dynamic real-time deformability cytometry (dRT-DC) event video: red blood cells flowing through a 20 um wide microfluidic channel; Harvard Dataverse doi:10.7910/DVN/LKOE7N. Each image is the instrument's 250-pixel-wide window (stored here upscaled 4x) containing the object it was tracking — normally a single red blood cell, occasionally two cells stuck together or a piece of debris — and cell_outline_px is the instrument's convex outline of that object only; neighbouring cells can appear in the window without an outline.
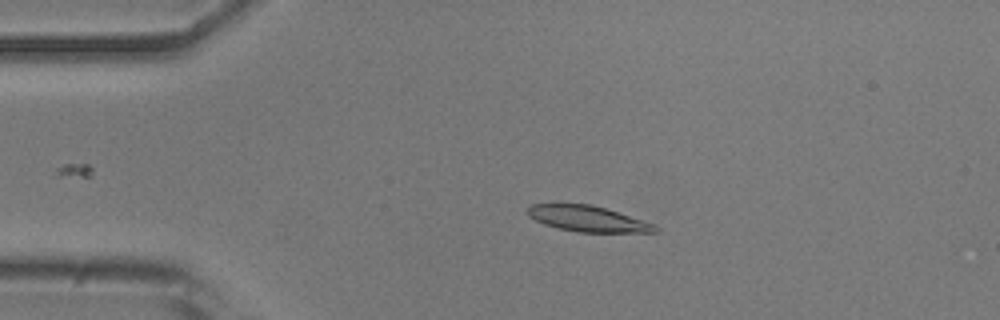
{"species": "common noctule bat (a hibernating species)", "species_latin": "Nyctalus noctula", "temperature_condition": "room temperature", "stored_images_in_passage": 41, "camera_frame_rate_fps": 3000, "um_per_image_px": 0.085, "animal": {"sex": "male", "body_mass_g": 20.5, "forearm_length_mm": 52.5}, "frame": {"image": 1, "passage_image": 5, "time_ms": 1.333, "image_size_px": [1000, 320], "cell_outline_px": [[660, 232], [576, 232], [544, 224], [528, 216], [528, 208], [532, 204], [552, 200], [592, 204], [656, 224], [660, 228]], "centroid_in_image_um": [49.9, 18.54], "position_along_channel_um": 35.1, "area_um2": 19.94}}
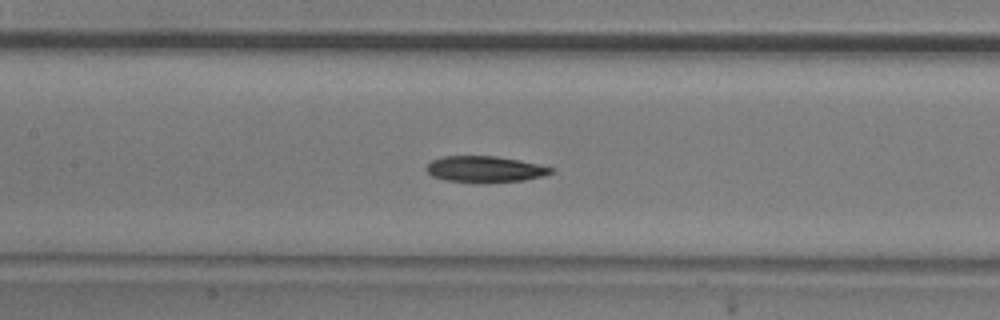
{"frame": {"image": 2, "passage_image": 18, "time_ms": 5.667, "image_size_px": [1000, 320], "cell_outline_px": [[552, 172], [544, 176], [524, 180], [488, 184], [444, 180], [432, 176], [424, 168], [432, 160], [444, 156], [496, 156], [520, 160], [552, 168]], "centroid_in_image_um": [41.19, 14.4], "position_along_channel_um": 166.2, "area_um2": 19.25}}
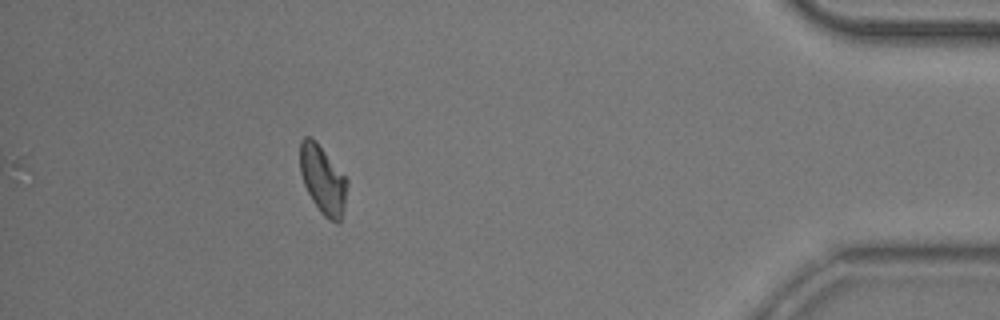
{"frame": {"image": 3, "passage_image": 41, "time_ms": 13.333, "image_size_px": [1000, 320], "cell_outline_px": [[348, 184], [344, 208], [340, 220], [336, 224], [328, 220], [320, 212], [312, 200], [304, 184], [300, 172], [300, 140], [304, 136], [312, 136], [316, 140], [348, 180]], "centroid_in_image_um": [27.43, 15.26], "position_along_channel_um": 407.8, "area_um2": 18.9}, "authors_computed_cell_mechanics": {"area_um2": 19.1318, "velocity_mm_per_s": 3.8466, "shape_relaxation_time_tau1_ms": 5.5162, "shape_relaxation_time_tau2_ms": null, "deformation_change_tau1": 0.1473, "deformation_change_tau2": null}}